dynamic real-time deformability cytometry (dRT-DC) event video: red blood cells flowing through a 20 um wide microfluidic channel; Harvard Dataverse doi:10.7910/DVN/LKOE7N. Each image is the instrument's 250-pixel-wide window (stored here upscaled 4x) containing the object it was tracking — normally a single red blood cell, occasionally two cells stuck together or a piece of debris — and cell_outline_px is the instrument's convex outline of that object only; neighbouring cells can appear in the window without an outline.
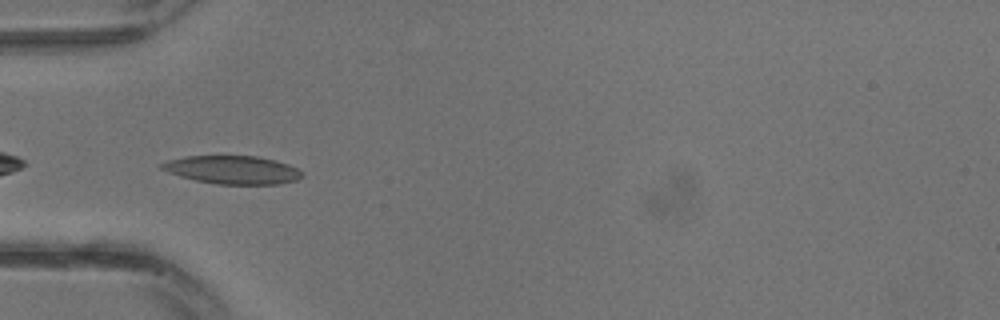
{"species": "common noctule bat (a hibernating species)", "species_latin": "Nyctalus noctula", "temperature_condition": "warm", "stored_images_in_passage": 26, "camera_frame_rate_fps": 3000, "um_per_image_px": 0.085, "animal": {"sex": "male", "body_mass_g": 13.3}, "frame": {"image": 1, "passage_image": 5, "time_ms": 1.333, "image_size_px": [1000, 320], "cell_outline_px": [[304, 176], [296, 180], [280, 184], [216, 184], [196, 180], [180, 176], [168, 172], [160, 168], [160, 164], [168, 160], [184, 156], [256, 156], [276, 160], [288, 164], [304, 172]], "centroid_in_image_um": [19.79, 14.43], "position_along_channel_um": 65.2, "area_um2": 23.12}}
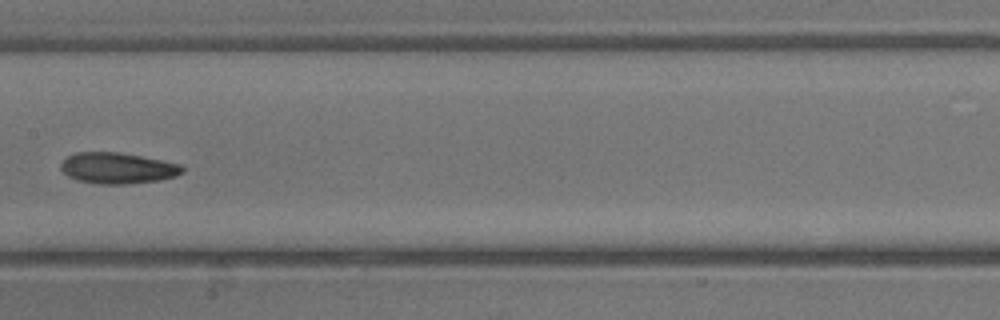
{"frame": {"image": 2, "passage_image": 11, "time_ms": 3.333, "image_size_px": [1000, 320], "cell_outline_px": [[184, 172], [176, 176], [160, 180], [128, 184], [100, 184], [76, 180], [68, 176], [60, 168], [60, 164], [68, 156], [76, 152], [120, 152], [180, 164], [184, 168]], "centroid_in_image_um": [9.99, 14.29], "position_along_channel_um": 197.4, "area_um2": 21.96}}
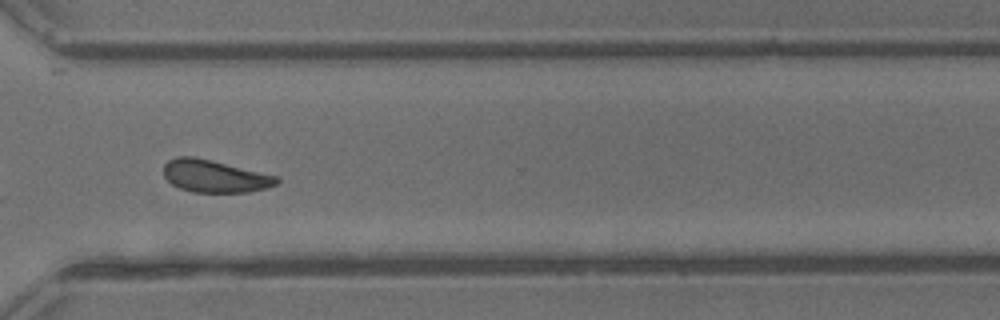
{"frame": {"image": 3, "passage_image": 18, "time_ms": 5.667, "image_size_px": [1000, 320], "cell_outline_px": [[280, 180], [276, 184], [268, 188], [248, 192], [192, 192], [180, 188], [172, 184], [164, 176], [164, 164], [168, 160], [176, 156], [192, 156], [212, 160], [276, 176]], "centroid_in_image_um": [18.23, 14.97], "position_along_channel_um": 352.4, "area_um2": 21.27}}